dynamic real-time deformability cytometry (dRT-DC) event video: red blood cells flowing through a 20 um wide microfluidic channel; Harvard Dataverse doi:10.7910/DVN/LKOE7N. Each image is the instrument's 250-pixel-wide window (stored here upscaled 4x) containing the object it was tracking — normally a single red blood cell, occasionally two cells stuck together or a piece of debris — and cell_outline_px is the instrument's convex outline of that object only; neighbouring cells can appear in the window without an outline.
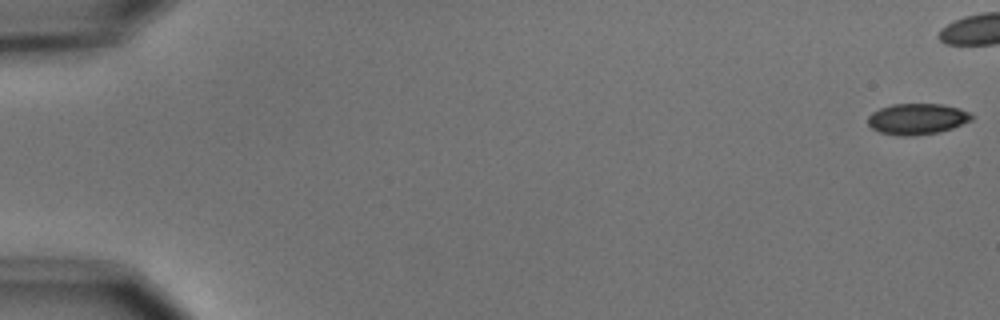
{"species": "common noctule bat (a hibernating species)", "species_latin": "Nyctalus noctula", "temperature_condition": "cold", "stored_images_in_passage": 6, "camera_frame_rate_fps": 3000, "um_per_image_px": 0.085, "animal": {"sex": "male", "body_mass_g": 15.6}, "frame": {"image": 1, "passage_image": 1, "time_ms": 0.0, "image_size_px": [1000, 320], "cell_outline_px": [[972, 120], [952, 128], [940, 132], [908, 136], [904, 136], [880, 132], [872, 128], [868, 124], [868, 116], [872, 112], [880, 108], [892, 104], [944, 104], [960, 108], [972, 112]], "centroid_in_image_um": [77.98, 10.1], "position_along_channel_um": 7.0, "area_um2": 18.79}}